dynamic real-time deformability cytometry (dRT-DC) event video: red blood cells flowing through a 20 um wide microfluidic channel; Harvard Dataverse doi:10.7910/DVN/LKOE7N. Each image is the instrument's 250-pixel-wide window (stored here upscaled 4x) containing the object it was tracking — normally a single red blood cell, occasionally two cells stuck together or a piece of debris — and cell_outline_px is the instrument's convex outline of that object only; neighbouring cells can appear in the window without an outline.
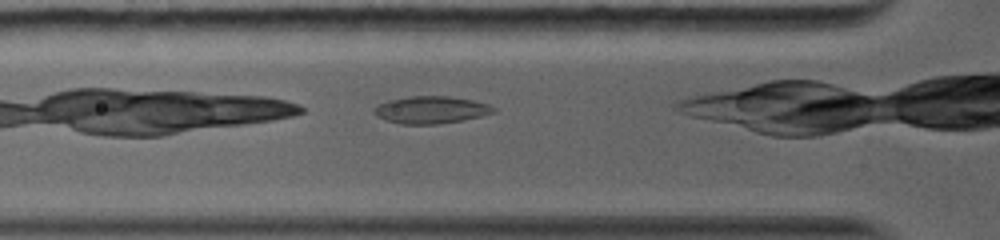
{"species": "common noctule bat (a hibernating species)", "species_latin": "Nyctalus noctula", "temperature_condition": "warm", "stored_images_in_passage": 15, "camera_frame_rate_fps": 5000, "um_per_image_px": 0.085, "animal": {"sex": "female", "body_mass_g": 19.0, "forearm_length_mm": 56.7}, "frame": {"image": 1, "passage_image": 3, "time_ms": 1.0, "image_size_px": [1000, 240], "cell_outline_px": [[496, 112], [480, 116], [460, 120], [436, 124], [400, 124], [376, 116], [372, 112], [372, 108], [388, 100], [408, 96], [448, 96], [472, 100], [488, 104], [496, 108]], "centroid_in_image_um": [36.6, 9.33], "position_along_channel_um": 89.2, "area_um2": 18.9}}
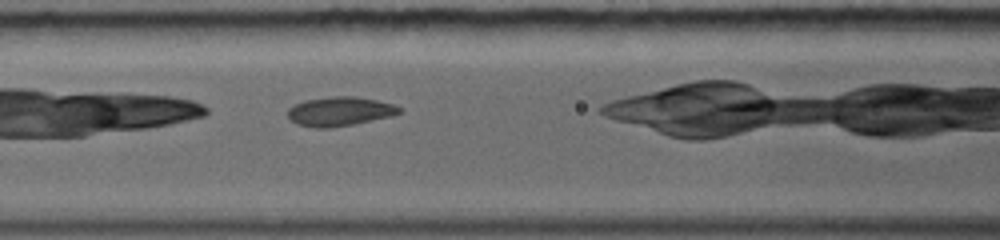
{"frame": {"image": 2, "passage_image": 5, "time_ms": 2.2, "image_size_px": [1000, 240], "cell_outline_px": [[404, 112], [388, 116], [352, 124], [328, 128], [316, 128], [296, 124], [288, 116], [288, 108], [304, 100], [332, 96], [356, 96], [376, 100], [392, 104], [400, 108]], "centroid_in_image_um": [28.85, 9.46], "position_along_channel_um": 137.8, "area_um2": 18.73}}
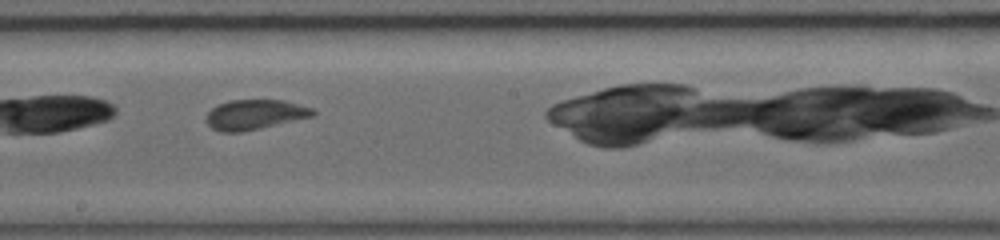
{"frame": {"image": 3, "passage_image": 9, "time_ms": 4.4, "image_size_px": [1000, 240], "cell_outline_px": [[316, 116], [260, 128], [240, 132], [220, 132], [212, 128], [204, 120], [208, 112], [212, 108], [228, 100], [284, 100], [312, 108], [316, 112]], "centroid_in_image_um": [21.67, 9.74], "position_along_channel_um": 226.5, "area_um2": 18.67}}